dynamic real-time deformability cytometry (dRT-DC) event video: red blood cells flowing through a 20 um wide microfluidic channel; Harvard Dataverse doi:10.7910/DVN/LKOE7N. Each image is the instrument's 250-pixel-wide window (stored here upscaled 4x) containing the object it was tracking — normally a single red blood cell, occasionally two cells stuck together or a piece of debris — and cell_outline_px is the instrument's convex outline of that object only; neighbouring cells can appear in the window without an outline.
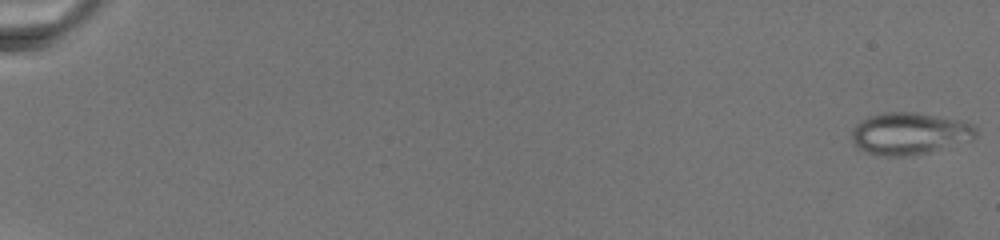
{"species": "common noctule bat (a hibernating species)", "species_latin": "Nyctalus noctula", "temperature_condition": "warm", "stored_images_in_passage": 37, "camera_frame_rate_fps": 3000, "um_per_image_px": 0.085, "animal": {"sex": "female", "body_mass_g": 19.5, "forearm_length_mm": 54.1}, "frame": {"image": 1, "passage_image": 1, "time_ms": 0.0, "image_size_px": [1000, 240], "cell_outline_px": [[976, 136], [972, 140], [928, 152], [912, 156], [884, 156], [864, 152], [852, 144], [852, 132], [856, 124], [868, 116], [884, 112], [916, 112], [964, 120], [976, 124]], "centroid_in_image_um": [77.33, 11.34], "position_along_channel_um": 7.7, "area_um2": 30.87}}
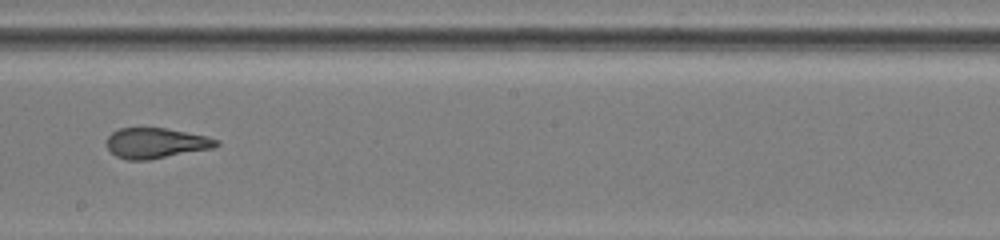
{"frame": {"image": 2, "passage_image": 20, "time_ms": 15.667, "image_size_px": [1000, 240], "cell_outline_px": [[220, 144], [216, 148], [148, 160], [128, 160], [116, 156], [104, 144], [108, 136], [112, 132], [120, 128], [168, 128], [208, 136], [220, 140]], "centroid_in_image_um": [13.29, 12.16], "position_along_channel_um": 234.9, "area_um2": 19.77}}
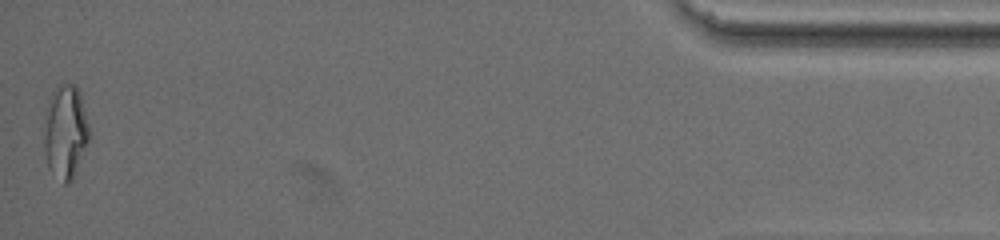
{"frame": {"image": 3, "passage_image": 37, "time_ms": 25.333, "image_size_px": [1000, 240], "cell_outline_px": [[88, 140], [76, 172], [72, 180], [68, 184], [64, 184], [48, 168], [44, 148], [44, 132], [52, 92], [56, 84], [76, 84], [80, 92], [88, 124]], "centroid_in_image_um": [5.57, 11.21], "position_along_channel_um": 429.6, "area_um2": 24.16}}